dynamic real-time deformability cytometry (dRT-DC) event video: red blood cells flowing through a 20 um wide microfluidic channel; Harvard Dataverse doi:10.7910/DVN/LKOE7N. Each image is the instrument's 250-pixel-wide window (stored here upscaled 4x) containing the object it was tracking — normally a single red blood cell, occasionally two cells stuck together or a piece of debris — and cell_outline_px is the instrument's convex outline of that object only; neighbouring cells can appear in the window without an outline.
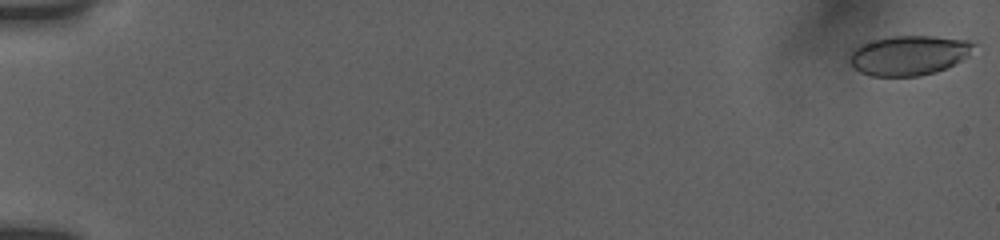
{"species": "human", "species_latin": "Homo sapiens", "temperature_condition": "room temperature", "stored_images_in_passage": 5, "camera_frame_rate_fps": 3000, "um_per_image_px": 0.085, "donor": {"sex": "female"}, "frame": {"image": 1, "passage_image": 1, "time_ms": 0.0, "image_size_px": [1000, 240], "cell_outline_px": [[976, 44], [968, 56], [936, 72], [920, 76], [872, 76], [860, 72], [848, 64], [848, 52], [852, 48], [860, 44], [872, 40], [892, 36], [932, 36], [976, 40]], "centroid_in_image_um": [77.21, 4.69], "position_along_channel_um": 7.8, "area_um2": 29.19}}